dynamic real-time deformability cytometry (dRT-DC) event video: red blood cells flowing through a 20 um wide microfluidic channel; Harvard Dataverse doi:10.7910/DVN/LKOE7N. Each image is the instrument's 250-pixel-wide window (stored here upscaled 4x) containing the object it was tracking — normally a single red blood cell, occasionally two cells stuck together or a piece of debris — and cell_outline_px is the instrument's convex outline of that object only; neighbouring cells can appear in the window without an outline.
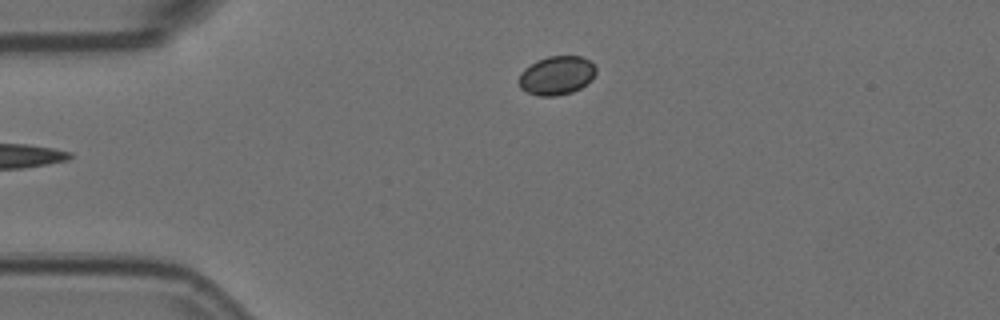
{"species": "Egyptian fruit bat (a non-hibernating species)", "species_latin": "Rousettus aegyptiacus", "temperature_condition": "room temperature", "stored_images_in_passage": 5, "camera_frame_rate_fps": 3000, "um_per_image_px": 0.085, "animal": {"sex": "female"}, "frame": {"image": 1, "passage_image": 5, "time_ms": 1.333, "image_size_px": [1000, 320], "cell_outline_px": [[596, 72], [592, 80], [580, 88], [572, 92], [556, 96], [540, 96], [528, 92], [520, 88], [516, 80], [520, 72], [524, 68], [536, 60], [548, 56], [580, 56], [588, 60], [596, 68]], "centroid_in_image_um": [47.27, 6.41], "position_along_channel_um": 37.7, "area_um2": 17.63}}